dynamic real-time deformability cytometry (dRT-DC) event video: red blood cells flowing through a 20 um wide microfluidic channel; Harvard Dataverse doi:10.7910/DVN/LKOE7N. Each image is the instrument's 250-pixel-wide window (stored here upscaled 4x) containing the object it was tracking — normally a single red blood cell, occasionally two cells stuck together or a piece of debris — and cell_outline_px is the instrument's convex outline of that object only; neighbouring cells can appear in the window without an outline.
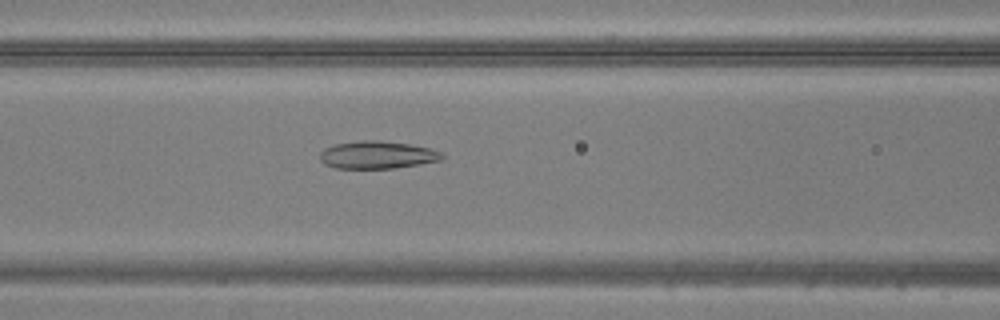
{"species": "common noctule bat (a hibernating species)", "species_latin": "Nyctalus noctula", "temperature_condition": "warm", "stored_images_in_passage": 51, "camera_frame_rate_fps": 3000, "um_per_image_px": 0.085, "animal": {"sex": "male", "body_mass_g": 20.5, "forearm_length_mm": 52.5}, "frame": {"image": 1, "passage_image": 21, "time_ms": 6.667, "image_size_px": [1000, 320], "cell_outline_px": [[444, 156], [440, 160], [420, 164], [392, 168], [336, 168], [324, 164], [320, 160], [320, 152], [324, 148], [336, 144], [360, 140], [380, 140], [408, 144], [432, 148], [444, 152]], "centroid_in_image_um": [32.08, 13.16], "position_along_channel_um": 134.5, "area_um2": 19.71}}
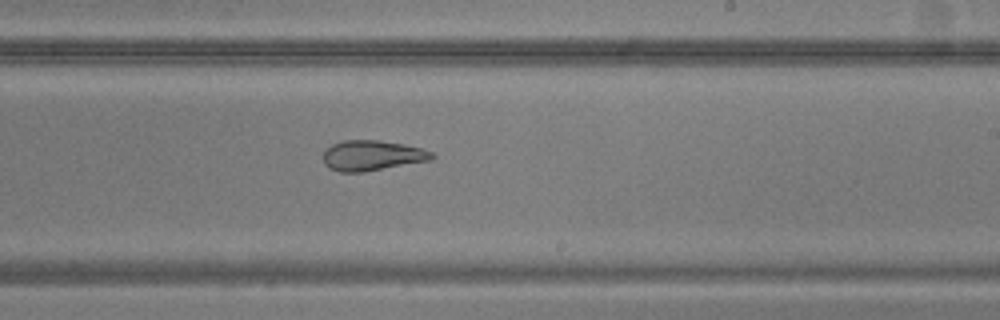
{"frame": {"image": 2, "passage_image": 30, "time_ms": 9.667, "image_size_px": [1000, 320], "cell_outline_px": [[436, 156], [432, 160], [364, 172], [340, 172], [328, 168], [324, 164], [324, 152], [332, 144], [344, 140], [380, 140], [404, 144], [420, 148], [432, 152]], "centroid_in_image_um": [31.64, 13.22], "position_along_channel_um": 257.4, "area_um2": 19.25}}
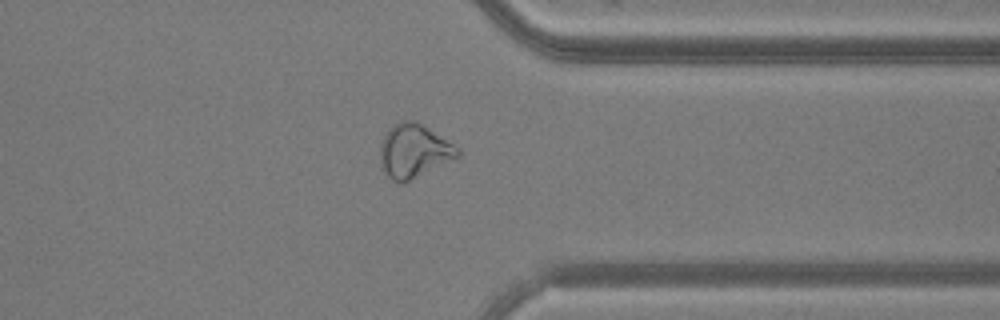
{"frame": {"image": 3, "passage_image": 39, "time_ms": 12.667, "image_size_px": [1000, 320], "cell_outline_px": [[460, 156], [404, 184], [400, 184], [392, 180], [384, 172], [380, 164], [380, 144], [388, 128], [392, 124], [400, 120], [416, 120], [452, 144], [460, 152]], "centroid_in_image_um": [35.13, 12.84], "position_along_channel_um": 376.3, "area_um2": 24.33}}